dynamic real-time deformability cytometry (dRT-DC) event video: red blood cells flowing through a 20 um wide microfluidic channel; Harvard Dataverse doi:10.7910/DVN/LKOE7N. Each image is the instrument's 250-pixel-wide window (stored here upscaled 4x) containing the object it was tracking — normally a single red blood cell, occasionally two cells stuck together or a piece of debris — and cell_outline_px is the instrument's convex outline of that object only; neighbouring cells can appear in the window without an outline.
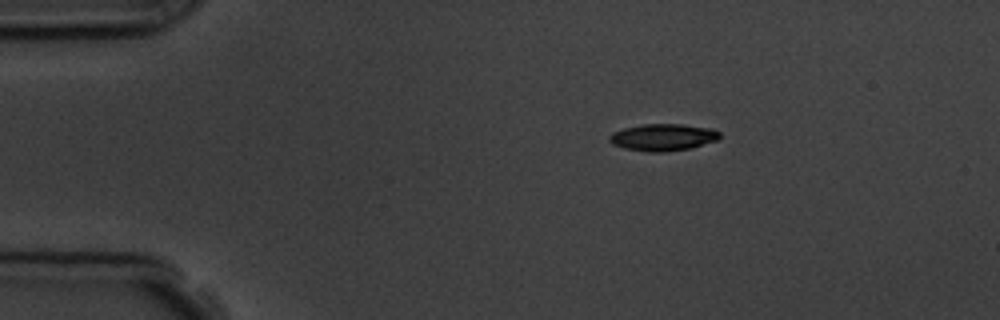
{"species": "common noctule bat (a hibernating species)", "species_latin": "Nyctalus noctula", "temperature_condition": "room temperature", "stored_images_in_passage": 3, "camera_frame_rate_fps": 3000, "um_per_image_px": 0.085, "animal": {"sex": "male", "body_mass_g": 19.5, "forearm_length_mm": 54.6}, "frame": {"image": 1, "passage_image": 1, "time_ms": 0.0, "image_size_px": [1000, 320], "cell_outline_px": [[720, 136], [716, 140], [692, 148], [664, 152], [648, 152], [624, 148], [612, 144], [608, 140], [608, 136], [612, 132], [624, 128], [644, 124], [680, 124], [712, 128], [720, 132]], "centroid_in_image_um": [56.33, 11.67], "position_along_channel_um": 28.7, "area_um2": 17.4}}
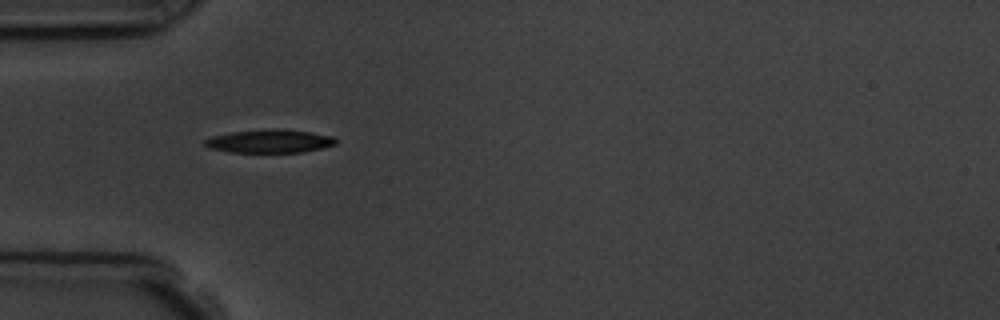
{"frame": {"image": 2, "passage_image": 3, "time_ms": 2.333, "image_size_px": [1000, 320], "cell_outline_px": [[336, 144], [304, 152], [228, 152], [208, 148], [204, 144], [204, 140], [212, 136], [232, 132], [276, 128], [308, 132], [332, 136], [336, 140]], "centroid_in_image_um": [22.88, 12.0], "position_along_channel_um": 62.1, "area_um2": 17.63}}